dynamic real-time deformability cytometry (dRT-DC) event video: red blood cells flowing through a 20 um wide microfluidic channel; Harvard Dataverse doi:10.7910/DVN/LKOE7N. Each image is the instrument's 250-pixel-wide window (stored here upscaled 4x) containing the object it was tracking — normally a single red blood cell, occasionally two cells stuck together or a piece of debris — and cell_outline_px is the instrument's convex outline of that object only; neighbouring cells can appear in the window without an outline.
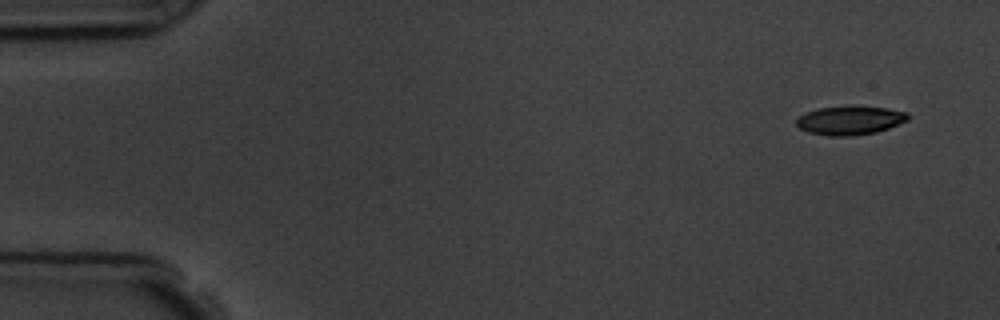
{"species": "common noctule bat (a hibernating species)", "species_latin": "Nyctalus noctula", "temperature_condition": "room temperature", "stored_images_in_passage": 4, "camera_frame_rate_fps": 3000, "um_per_image_px": 0.085, "animal": {"sex": "male", "body_mass_g": 19.5, "forearm_length_mm": 54.6}, "frame": {"image": 1, "passage_image": 1, "time_ms": 0.0, "image_size_px": [1000, 320], "cell_outline_px": [[908, 120], [888, 128], [876, 132], [852, 136], [828, 136], [808, 132], [800, 128], [796, 124], [796, 120], [804, 112], [820, 108], [852, 104], [888, 108], [908, 112]], "centroid_in_image_um": [72.25, 10.2], "position_along_channel_um": 12.8, "area_um2": 19.13}}